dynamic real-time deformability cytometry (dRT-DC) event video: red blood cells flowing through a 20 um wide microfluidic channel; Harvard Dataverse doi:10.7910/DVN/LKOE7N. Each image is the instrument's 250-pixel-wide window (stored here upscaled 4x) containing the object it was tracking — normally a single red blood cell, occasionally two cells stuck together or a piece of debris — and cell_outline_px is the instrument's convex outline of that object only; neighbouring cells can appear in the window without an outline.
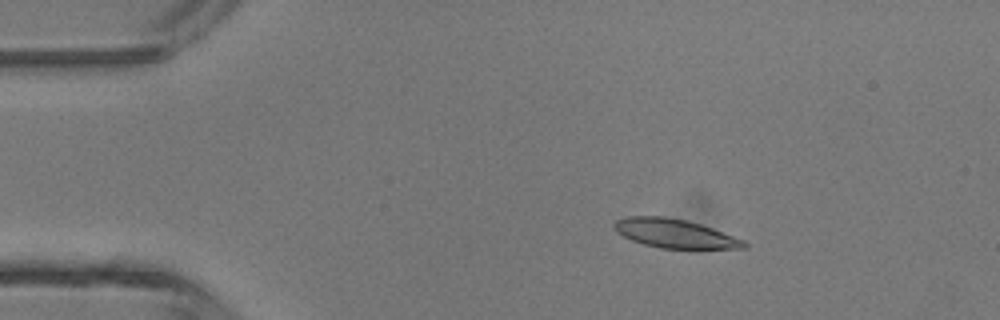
{"species": "common noctule bat (a hibernating species)", "species_latin": "Nyctalus noctula", "temperature_condition": "room temperature", "stored_images_in_passage": 4, "camera_frame_rate_fps": 3000, "um_per_image_px": 0.085, "animal": {"sex": "male", "body_mass_g": 13.3}, "frame": {"image": 1, "passage_image": 2, "time_ms": 0.333, "image_size_px": [1000, 320], "cell_outline_px": [[748, 244], [744, 248], [660, 248], [644, 244], [632, 240], [616, 232], [612, 228], [612, 224], [616, 220], [628, 216], [664, 216], [684, 220], [700, 224], [712, 228], [744, 240]], "centroid_in_image_um": [57.3, 19.84], "position_along_channel_um": 27.7, "area_um2": 21.62}}
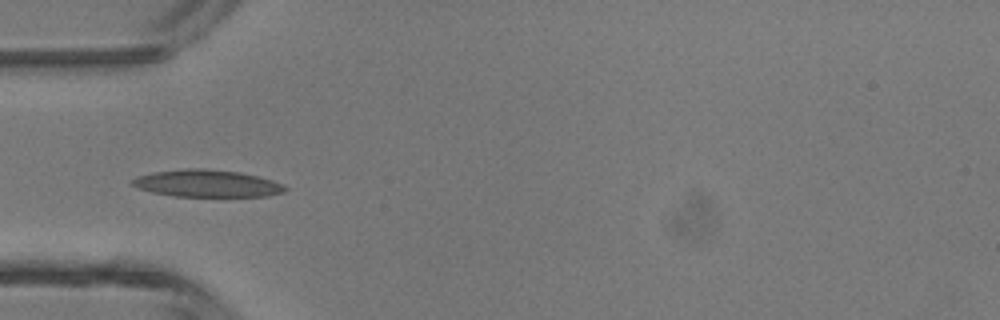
{"frame": {"image": 2, "passage_image": 4, "time_ms": 1.0, "image_size_px": [1000, 320], "cell_outline_px": [[288, 188], [284, 192], [268, 196], [176, 196], [152, 192], [136, 188], [132, 184], [132, 180], [136, 176], [156, 172], [184, 168], [204, 168], [240, 172], [272, 180]], "centroid_in_image_um": [17.58, 15.59], "position_along_channel_um": 67.4, "area_um2": 24.04}}